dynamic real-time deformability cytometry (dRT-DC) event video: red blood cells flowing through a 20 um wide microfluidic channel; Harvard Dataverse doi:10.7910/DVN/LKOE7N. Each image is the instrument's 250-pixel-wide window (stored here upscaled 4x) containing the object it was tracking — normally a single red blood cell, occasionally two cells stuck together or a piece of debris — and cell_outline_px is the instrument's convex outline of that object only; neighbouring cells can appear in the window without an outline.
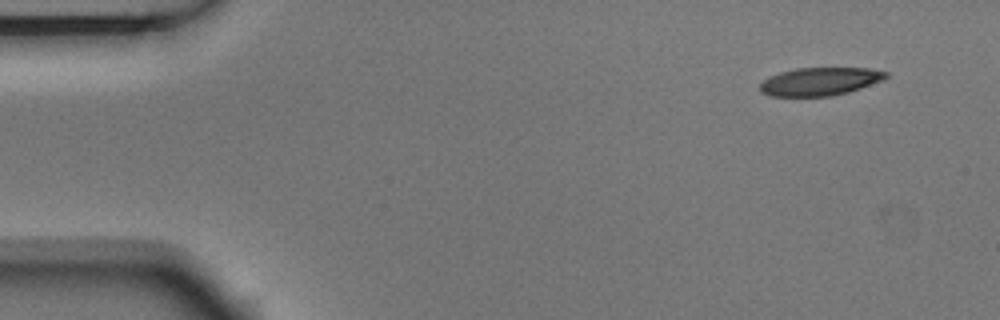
{"species": "Egyptian fruit bat (a non-hibernating species)", "species_latin": "Rousettus aegyptiacus", "temperature_condition": "room temperature", "stored_images_in_passage": 4, "camera_frame_rate_fps": 3000, "um_per_image_px": 0.085, "animal": {"sex": "male"}, "frame": {"image": 1, "passage_image": 1, "time_ms": 0.0, "image_size_px": [1000, 320], "cell_outline_px": [[888, 76], [884, 80], [848, 92], [832, 96], [768, 96], [760, 92], [760, 84], [768, 76], [780, 72], [796, 68], [872, 68], [888, 72]], "centroid_in_image_um": [69.69, 6.92], "position_along_channel_um": 15.3, "area_um2": 20.75}}
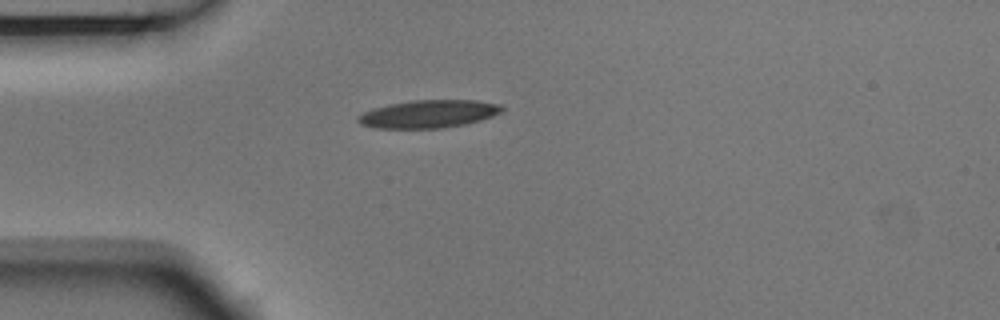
{"frame": {"image": 2, "passage_image": 4, "time_ms": 1.0, "image_size_px": [1000, 320], "cell_outline_px": [[504, 112], [480, 120], [464, 124], [444, 128], [376, 128], [360, 124], [356, 120], [356, 116], [372, 108], [412, 100], [476, 100], [500, 104], [504, 108]], "centroid_in_image_um": [36.44, 9.68], "position_along_channel_um": 48.6, "area_um2": 23.41}}